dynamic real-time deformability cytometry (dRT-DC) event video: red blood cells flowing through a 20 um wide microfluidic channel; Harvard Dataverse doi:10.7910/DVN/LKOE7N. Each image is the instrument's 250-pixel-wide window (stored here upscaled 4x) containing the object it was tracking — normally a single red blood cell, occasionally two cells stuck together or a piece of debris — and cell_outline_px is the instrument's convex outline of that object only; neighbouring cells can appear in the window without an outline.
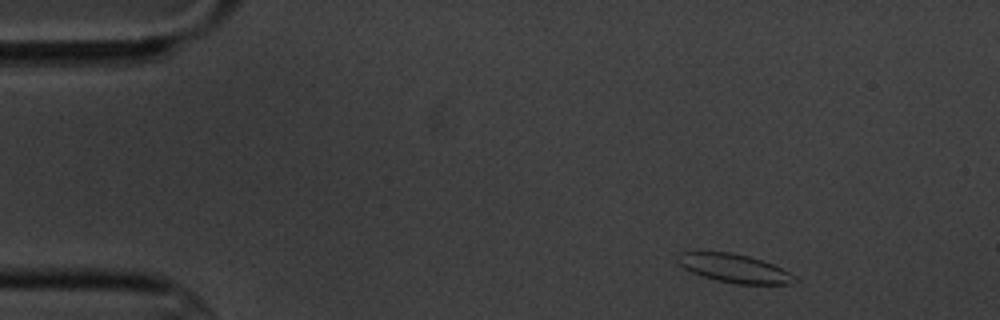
{"species": "common noctule bat (a hibernating species)", "species_latin": "Nyctalus noctula", "temperature_condition": "cold", "stored_images_in_passage": 5, "camera_frame_rate_fps": 3000, "um_per_image_px": 0.085, "animal": {"sex": "male", "body_mass_g": 20.1, "forearm_length_mm": 53.5}, "frame": {"image": 1, "passage_image": 1, "time_ms": 0.0, "image_size_px": [1000, 320], "cell_outline_px": [[796, 280], [788, 284], [736, 284], [716, 280], [692, 272], [684, 268], [676, 260], [676, 256], [680, 252], [728, 252], [748, 256], [772, 264], [796, 276]], "centroid_in_image_um": [62.38, 22.81], "position_along_channel_um": 22.6, "area_um2": 19.13}}
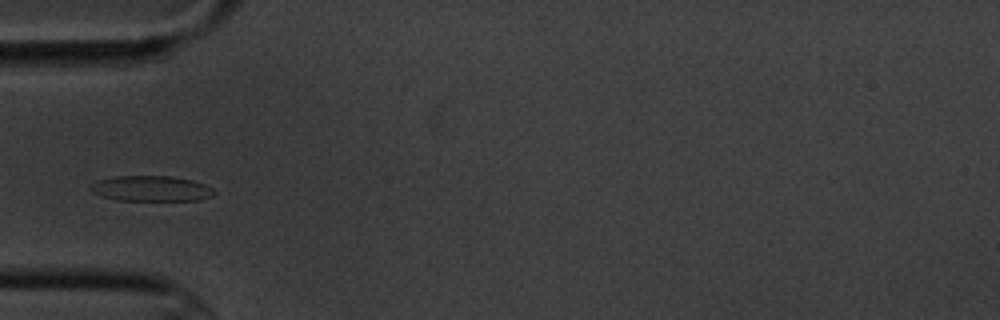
{"frame": {"image": 2, "passage_image": 4, "time_ms": 3.667, "image_size_px": [1000, 320], "cell_outline_px": [[216, 192], [212, 196], [200, 200], [116, 200], [100, 196], [92, 192], [88, 188], [96, 180], [112, 176], [172, 176], [192, 180], [204, 184], [212, 188]], "centroid_in_image_um": [12.81, 16.02], "position_along_channel_um": 72.2, "area_um2": 18.5}}